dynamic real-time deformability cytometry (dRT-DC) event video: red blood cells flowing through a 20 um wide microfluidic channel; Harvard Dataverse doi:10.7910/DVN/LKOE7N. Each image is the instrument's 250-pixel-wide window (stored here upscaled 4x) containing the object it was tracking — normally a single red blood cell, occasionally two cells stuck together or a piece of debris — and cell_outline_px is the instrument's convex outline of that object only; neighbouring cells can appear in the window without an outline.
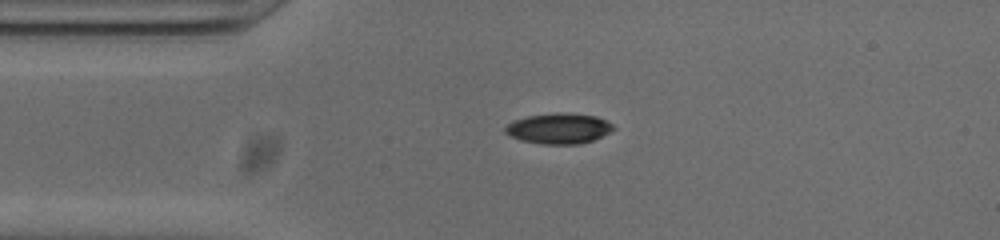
{"species": "common noctule bat (a hibernating species)", "species_latin": "Nyctalus noctula", "temperature_condition": "cold", "stored_images_in_passage": 34, "camera_frame_rate_fps": 3000, "um_per_image_px": 0.085, "animal": {"sex": "male", "body_mass_g": 20.0, "forearm_length_mm": 53.3}, "frame": {"image": 1, "passage_image": 1, "time_ms": 0.0, "image_size_px": [1000, 240], "cell_outline_px": [[616, 128], [592, 140], [580, 144], [544, 144], [520, 140], [508, 136], [504, 132], [504, 128], [512, 120], [528, 116], [556, 112], [564, 112], [596, 116], [612, 124]], "centroid_in_image_um": [47.44, 10.91], "position_along_channel_um": 37.6, "area_um2": 19.25}}
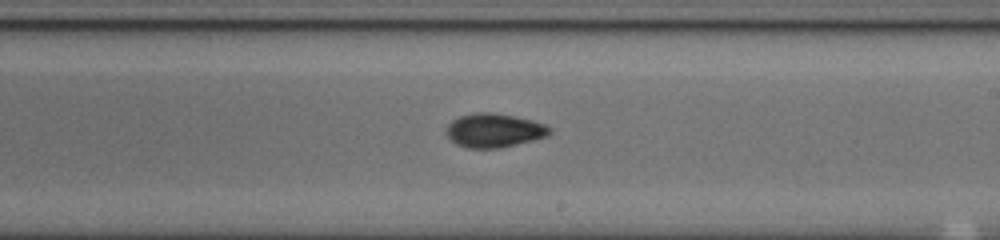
{"frame": {"image": 2, "passage_image": 19, "time_ms": 6.0, "image_size_px": [1000, 240], "cell_outline_px": [[552, 132], [548, 136], [500, 148], [468, 148], [456, 144], [444, 132], [448, 124], [452, 120], [460, 116], [476, 112], [492, 112], [532, 120], [544, 124], [552, 128]], "centroid_in_image_um": [41.99, 11.08], "position_along_channel_um": 247.0, "area_um2": 20.4}}
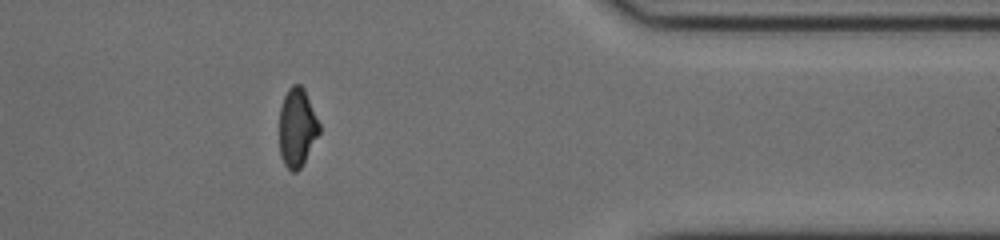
{"frame": {"image": 3, "passage_image": 32, "time_ms": 10.333, "image_size_px": [1000, 240], "cell_outline_px": [[320, 132], [300, 168], [296, 172], [292, 172], [284, 164], [280, 156], [280, 108], [284, 96], [288, 88], [292, 84], [300, 84], [304, 88], [320, 124]], "centroid_in_image_um": [25.25, 10.82], "position_along_channel_um": 386.2, "area_um2": 18.21}, "authors_computed_cell_mechanics": {"area_um2": 19.652, "velocity_mm_per_s": 3.8275, "shape_relaxation_time_tau1_ms": 6.9857, "shape_relaxation_time_tau2_ms": 2.6362, "deformation_change_tau1": 0.191, "deformation_change_tau2": 0.0601}}